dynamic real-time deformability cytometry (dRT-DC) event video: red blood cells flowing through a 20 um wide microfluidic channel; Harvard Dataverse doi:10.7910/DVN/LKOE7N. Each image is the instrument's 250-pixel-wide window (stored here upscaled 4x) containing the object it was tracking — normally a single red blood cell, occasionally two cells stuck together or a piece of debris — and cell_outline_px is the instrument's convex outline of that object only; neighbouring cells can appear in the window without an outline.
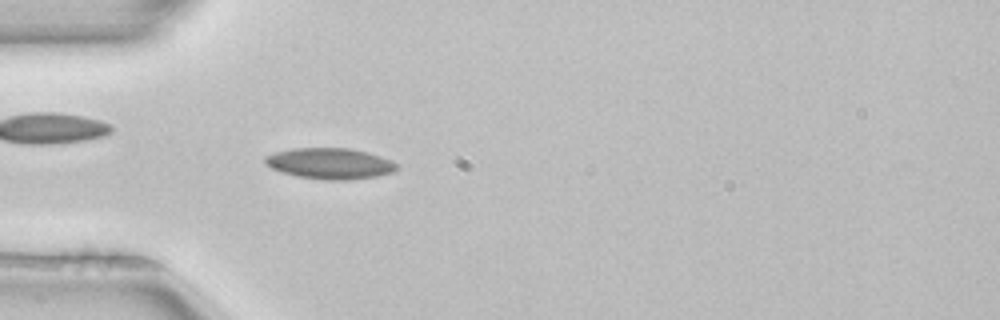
{"species": "common noctule bat (a hibernating species)", "species_latin": "Nyctalus noctula", "temperature_condition": "room temperature", "stored_images_in_passage": 4, "camera_frame_rate_fps": 3000, "um_per_image_px": 0.085, "animal": {"sex": "female", "body_mass_g": 22.7, "forearm_length_mm": 54.2}, "frame": {"image": 1, "passage_image": 4, "time_ms": 1.0, "image_size_px": [1000, 320], "cell_outline_px": [[396, 168], [392, 172], [376, 176], [352, 180], [324, 180], [296, 176], [272, 168], [264, 164], [264, 156], [276, 152], [292, 148], [348, 148], [368, 152], [392, 160], [396, 164]], "centroid_in_image_um": [28.02, 13.9], "position_along_channel_um": 57.0, "area_um2": 23.76}}